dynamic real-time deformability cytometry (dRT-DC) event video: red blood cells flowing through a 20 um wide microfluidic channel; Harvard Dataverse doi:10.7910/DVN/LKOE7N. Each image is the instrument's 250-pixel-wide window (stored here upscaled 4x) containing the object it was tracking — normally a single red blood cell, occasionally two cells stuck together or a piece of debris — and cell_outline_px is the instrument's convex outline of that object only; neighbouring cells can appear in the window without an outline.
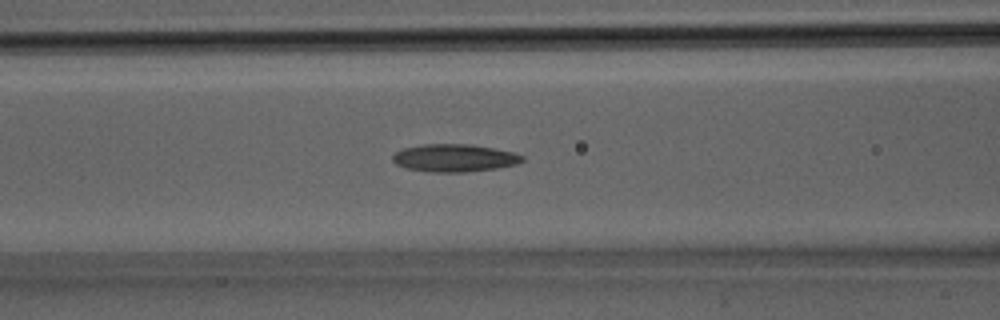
{"species": "Egyptian fruit bat (a non-hibernating species)", "species_latin": "Rousettus aegyptiacus", "temperature_condition": "room temperature", "stored_images_in_passage": 30, "camera_frame_rate_fps": 3000, "um_per_image_px": 0.085, "animal": {"sex": "male"}, "frame": {"image": 1, "passage_image": 12, "time_ms": 3.667, "image_size_px": [1000, 320], "cell_outline_px": [[524, 160], [516, 164], [496, 168], [464, 172], [428, 172], [404, 168], [396, 164], [392, 160], [392, 156], [396, 152], [404, 148], [424, 144], [472, 144], [512, 152], [524, 156]], "centroid_in_image_um": [38.59, 13.43], "position_along_channel_um": 128.0, "area_um2": 20.87}}
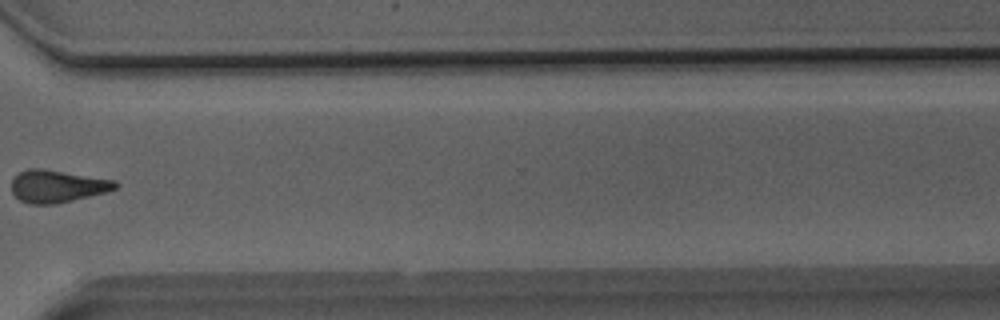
{"frame": {"image": 2, "passage_image": 23, "time_ms": 7.333, "image_size_px": [1000, 320], "cell_outline_px": [[120, 184], [116, 188], [104, 192], [56, 204], [28, 204], [20, 200], [12, 192], [12, 180], [20, 172], [28, 168], [40, 168], [116, 180]], "centroid_in_image_um": [4.86, 15.83], "position_along_channel_um": 365.7, "area_um2": 19.42}}
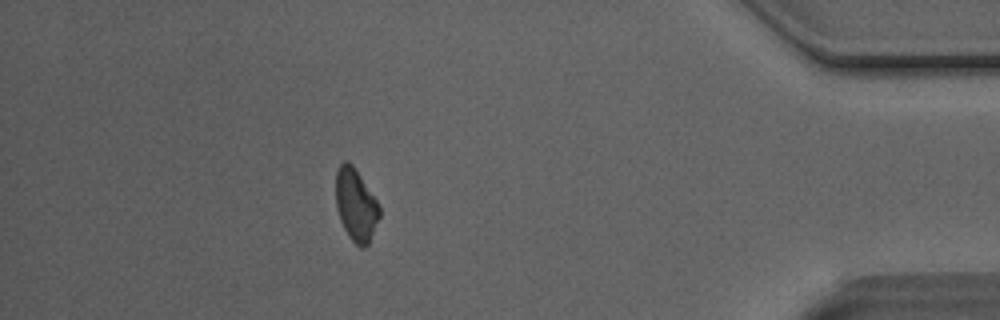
{"frame": {"image": 3, "passage_image": 27, "time_ms": 8.667, "image_size_px": [1000, 320], "cell_outline_px": [[380, 216], [368, 244], [364, 248], [360, 248], [348, 236], [340, 220], [336, 208], [336, 168], [344, 160], [348, 160], [352, 164], [376, 200], [380, 208]], "centroid_in_image_um": [30.22, 17.42], "position_along_channel_um": 405.0, "area_um2": 18.32}}